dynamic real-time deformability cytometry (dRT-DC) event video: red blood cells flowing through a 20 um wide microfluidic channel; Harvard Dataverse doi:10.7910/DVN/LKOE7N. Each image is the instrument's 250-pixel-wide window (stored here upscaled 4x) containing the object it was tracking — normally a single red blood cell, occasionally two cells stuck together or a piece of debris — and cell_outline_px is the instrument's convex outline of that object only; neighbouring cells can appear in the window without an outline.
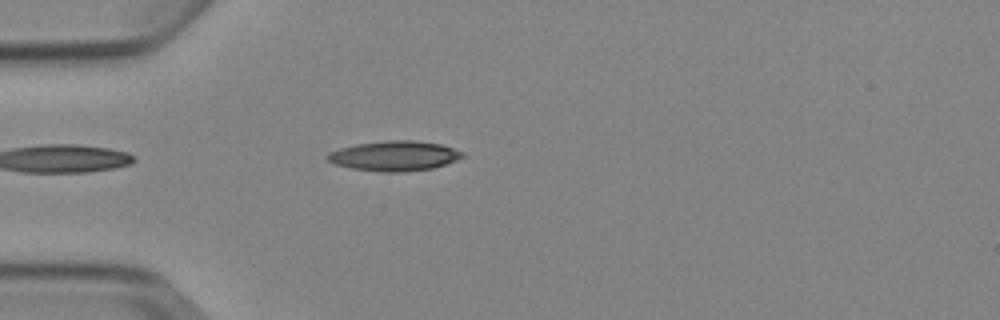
{"species": "Egyptian fruit bat (a non-hibernating species)", "species_latin": "Rousettus aegyptiacus", "temperature_condition": "cold", "stored_images_in_passage": 5, "camera_frame_rate_fps": 3000, "um_per_image_px": 0.085, "animal": {"sex": "female"}, "frame": {"image": 1, "passage_image": 5, "time_ms": 4.667, "image_size_px": [1000, 320], "cell_outline_px": [[464, 156], [456, 160], [432, 168], [400, 172], [384, 172], [352, 168], [336, 164], [328, 160], [324, 156], [328, 152], [340, 148], [356, 144], [384, 140], [412, 140], [440, 144], [464, 152]], "centroid_in_image_um": [33.49, 13.24], "position_along_channel_um": 51.5, "area_um2": 23.41}}